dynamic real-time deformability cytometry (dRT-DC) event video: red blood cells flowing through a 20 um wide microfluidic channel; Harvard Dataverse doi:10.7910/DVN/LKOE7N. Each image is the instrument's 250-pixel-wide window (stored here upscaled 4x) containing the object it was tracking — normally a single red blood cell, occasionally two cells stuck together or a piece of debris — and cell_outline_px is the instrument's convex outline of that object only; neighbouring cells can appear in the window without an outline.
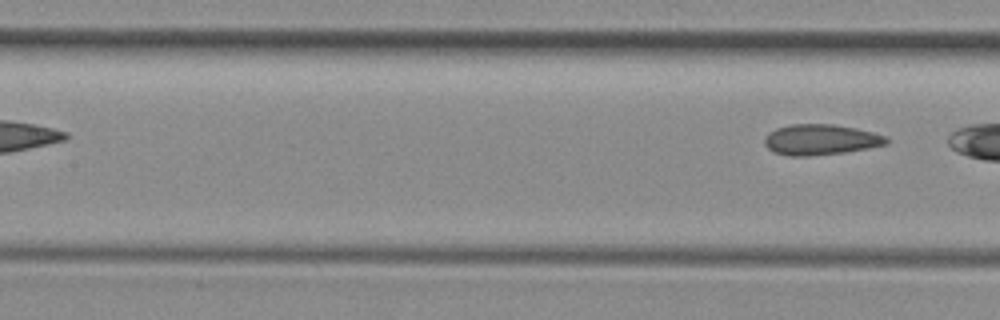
{"species": "common noctule bat (a hibernating species)", "species_latin": "Nyctalus noctula", "temperature_condition": "room temperature", "stored_images_in_passage": 6, "segment_of_instrument_passage": [2, 2], "camera_frame_rate_fps": 3000, "um_per_image_px": 0.085, "animal": {"sex": "female", "body_mass_g": 29.2, "forearm_length_mm": 56.3}, "frame": {"image": 1, "passage_image": 6, "time_ms": 1.667, "image_size_px": [1000, 320], "cell_outline_px": [[888, 144], [868, 148], [844, 152], [808, 156], [788, 156], [776, 152], [768, 148], [764, 144], [764, 136], [768, 132], [776, 128], [792, 124], [832, 124], [856, 128], [872, 132], [884, 136], [888, 140]], "centroid_in_image_um": [69.72, 11.87], "position_along_channel_um": 137.7, "area_um2": 21.68}}